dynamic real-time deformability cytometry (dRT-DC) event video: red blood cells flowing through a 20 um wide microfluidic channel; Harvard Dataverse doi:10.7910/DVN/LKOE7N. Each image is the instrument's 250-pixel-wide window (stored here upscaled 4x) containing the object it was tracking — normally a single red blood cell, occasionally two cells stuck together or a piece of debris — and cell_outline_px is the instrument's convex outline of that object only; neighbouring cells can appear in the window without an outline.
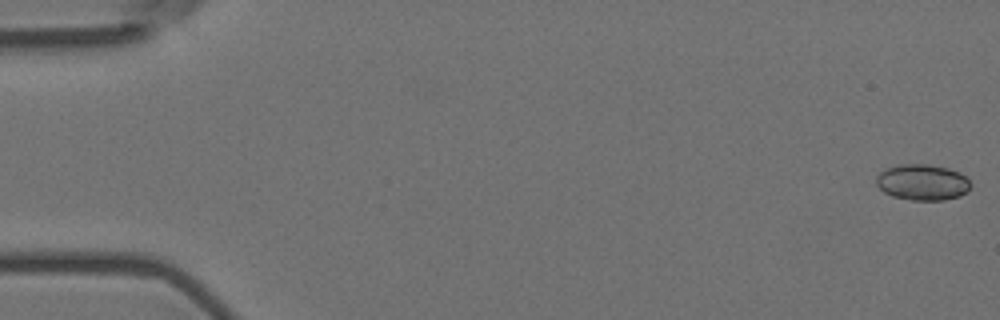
{"species": "Egyptian fruit bat (a non-hibernating species)", "species_latin": "Rousettus aegyptiacus", "temperature_condition": "room temperature", "stored_images_in_passage": 56, "camera_frame_rate_fps": 3000, "um_per_image_px": 0.085, "animal": {"sex": "female"}, "frame": {"image": 1, "passage_image": 1, "time_ms": 0.0, "image_size_px": [1000, 320], "cell_outline_px": [[972, 184], [960, 196], [944, 200], [912, 200], [892, 196], [884, 192], [876, 184], [876, 176], [880, 172], [888, 168], [900, 164], [928, 164], [948, 168], [960, 172]], "centroid_in_image_um": [78.39, 15.49], "position_along_channel_um": 6.6, "area_um2": 19.71}}
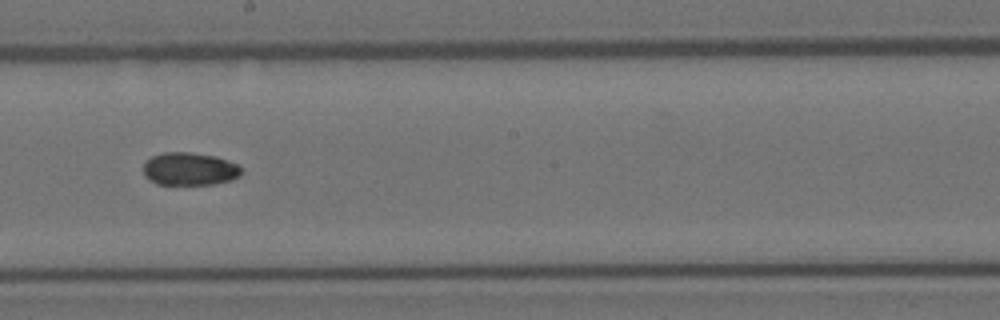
{"frame": {"image": 2, "passage_image": 32, "time_ms": 10.333, "image_size_px": [1000, 320], "cell_outline_px": [[244, 168], [240, 176], [232, 180], [212, 184], [156, 184], [148, 180], [144, 176], [144, 164], [152, 156], [164, 152], [188, 152], [216, 156], [240, 164]], "centroid_in_image_um": [16.16, 14.36], "position_along_channel_um": 232.0, "area_um2": 19.02}}
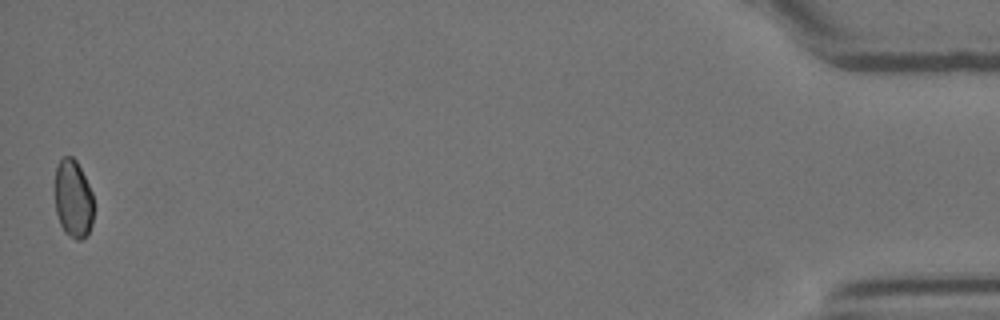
{"frame": {"image": 3, "passage_image": 56, "time_ms": 18.333, "image_size_px": [1000, 320], "cell_outline_px": [[92, 224], [88, 236], [80, 240], [76, 240], [64, 232], [60, 224], [56, 212], [56, 164], [64, 156], [72, 156], [76, 160], [92, 192]], "centroid_in_image_um": [6.22, 16.93], "position_along_channel_um": 429.0, "area_um2": 17.51}}